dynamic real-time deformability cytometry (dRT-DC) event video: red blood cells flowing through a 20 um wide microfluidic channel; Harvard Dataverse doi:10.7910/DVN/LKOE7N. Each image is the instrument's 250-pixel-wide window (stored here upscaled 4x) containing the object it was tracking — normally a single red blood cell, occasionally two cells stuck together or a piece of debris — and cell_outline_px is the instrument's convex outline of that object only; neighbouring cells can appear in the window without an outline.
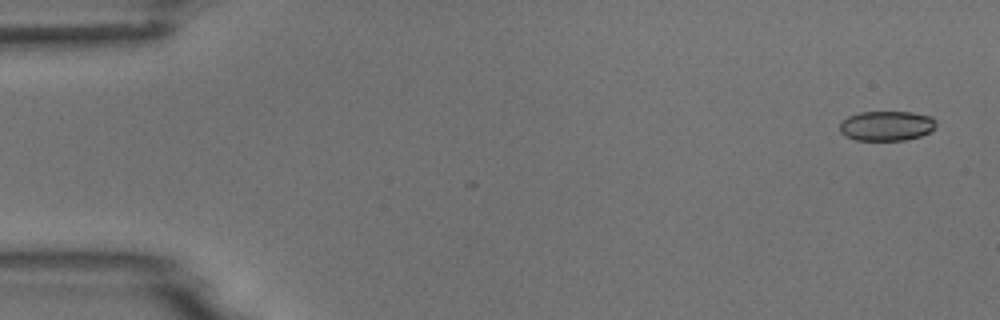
{"species": "common noctule bat (a hibernating species)", "species_latin": "Nyctalus noctula", "temperature_condition": "room temperature", "stored_images_in_passage": 5, "camera_frame_rate_fps": 3000, "um_per_image_px": 0.085, "animal": {"sex": "male", "body_mass_g": 18.8}, "frame": {"image": 1, "passage_image": 1, "time_ms": 0.0, "image_size_px": [1000, 320], "cell_outline_px": [[936, 128], [920, 136], [904, 140], [856, 140], [844, 136], [840, 132], [840, 124], [848, 116], [860, 112], [912, 112], [932, 116], [936, 120]], "centroid_in_image_um": [75.37, 10.69], "position_along_channel_um": 9.6, "area_um2": 16.82}}
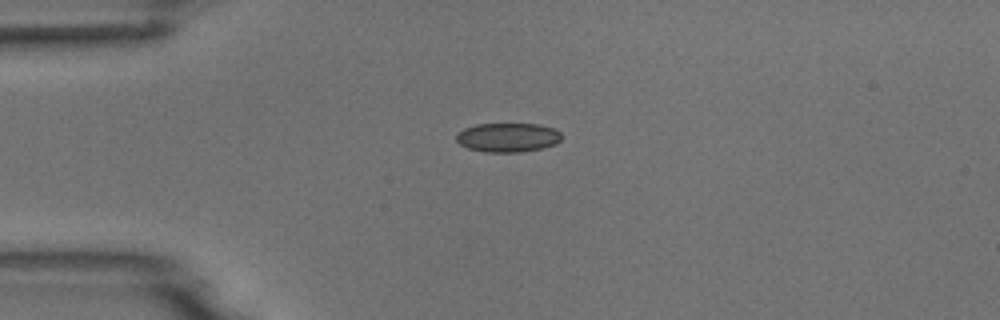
{"frame": {"image": 2, "passage_image": 4, "time_ms": 3.667, "image_size_px": [1000, 320], "cell_outline_px": [[560, 140], [556, 144], [540, 148], [520, 152], [484, 152], [468, 148], [460, 144], [456, 140], [456, 136], [464, 128], [476, 124], [536, 124], [552, 128], [560, 132]], "centroid_in_image_um": [43.14, 11.68], "position_along_channel_um": 41.9, "area_um2": 17.69}}